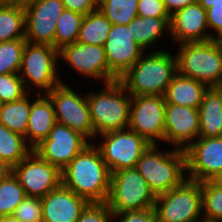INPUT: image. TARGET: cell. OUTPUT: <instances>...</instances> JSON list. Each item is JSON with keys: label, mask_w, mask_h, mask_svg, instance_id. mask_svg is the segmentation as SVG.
<instances>
[{"label": "cell", "mask_w": 222, "mask_h": 222, "mask_svg": "<svg viewBox=\"0 0 222 222\" xmlns=\"http://www.w3.org/2000/svg\"><path fill=\"white\" fill-rule=\"evenodd\" d=\"M115 222L107 203H89L77 222Z\"/></svg>", "instance_id": "d590c367"}, {"label": "cell", "mask_w": 222, "mask_h": 222, "mask_svg": "<svg viewBox=\"0 0 222 222\" xmlns=\"http://www.w3.org/2000/svg\"><path fill=\"white\" fill-rule=\"evenodd\" d=\"M199 109L174 104L165 106L164 143L187 149L199 138Z\"/></svg>", "instance_id": "ac0fdd59"}, {"label": "cell", "mask_w": 222, "mask_h": 222, "mask_svg": "<svg viewBox=\"0 0 222 222\" xmlns=\"http://www.w3.org/2000/svg\"><path fill=\"white\" fill-rule=\"evenodd\" d=\"M106 60L110 71L119 79L146 52L136 41L128 25H112L104 44Z\"/></svg>", "instance_id": "e0dca14e"}, {"label": "cell", "mask_w": 222, "mask_h": 222, "mask_svg": "<svg viewBox=\"0 0 222 222\" xmlns=\"http://www.w3.org/2000/svg\"><path fill=\"white\" fill-rule=\"evenodd\" d=\"M175 50L180 75L208 87H214L222 79V40L182 43Z\"/></svg>", "instance_id": "5b68a950"}, {"label": "cell", "mask_w": 222, "mask_h": 222, "mask_svg": "<svg viewBox=\"0 0 222 222\" xmlns=\"http://www.w3.org/2000/svg\"><path fill=\"white\" fill-rule=\"evenodd\" d=\"M13 215L21 222H43L41 198L27 196Z\"/></svg>", "instance_id": "e575fe53"}, {"label": "cell", "mask_w": 222, "mask_h": 222, "mask_svg": "<svg viewBox=\"0 0 222 222\" xmlns=\"http://www.w3.org/2000/svg\"><path fill=\"white\" fill-rule=\"evenodd\" d=\"M112 23L99 10L85 15L76 42L104 46Z\"/></svg>", "instance_id": "484cf974"}, {"label": "cell", "mask_w": 222, "mask_h": 222, "mask_svg": "<svg viewBox=\"0 0 222 222\" xmlns=\"http://www.w3.org/2000/svg\"><path fill=\"white\" fill-rule=\"evenodd\" d=\"M2 105H3V102H2V100L0 98V108L2 107Z\"/></svg>", "instance_id": "c3c4849f"}, {"label": "cell", "mask_w": 222, "mask_h": 222, "mask_svg": "<svg viewBox=\"0 0 222 222\" xmlns=\"http://www.w3.org/2000/svg\"><path fill=\"white\" fill-rule=\"evenodd\" d=\"M26 197L25 190L13 173L0 180V216L13 215Z\"/></svg>", "instance_id": "1f68e13d"}, {"label": "cell", "mask_w": 222, "mask_h": 222, "mask_svg": "<svg viewBox=\"0 0 222 222\" xmlns=\"http://www.w3.org/2000/svg\"><path fill=\"white\" fill-rule=\"evenodd\" d=\"M62 185L89 203H107L111 173L95 143H89L61 170Z\"/></svg>", "instance_id": "6da1fadb"}, {"label": "cell", "mask_w": 222, "mask_h": 222, "mask_svg": "<svg viewBox=\"0 0 222 222\" xmlns=\"http://www.w3.org/2000/svg\"><path fill=\"white\" fill-rule=\"evenodd\" d=\"M207 89L206 84L177 73L164 94L165 103L199 109Z\"/></svg>", "instance_id": "7402d4cb"}, {"label": "cell", "mask_w": 222, "mask_h": 222, "mask_svg": "<svg viewBox=\"0 0 222 222\" xmlns=\"http://www.w3.org/2000/svg\"><path fill=\"white\" fill-rule=\"evenodd\" d=\"M211 40H222V1L206 10Z\"/></svg>", "instance_id": "74e56055"}, {"label": "cell", "mask_w": 222, "mask_h": 222, "mask_svg": "<svg viewBox=\"0 0 222 222\" xmlns=\"http://www.w3.org/2000/svg\"><path fill=\"white\" fill-rule=\"evenodd\" d=\"M33 149L24 136L12 132L0 123V159L12 168L26 158Z\"/></svg>", "instance_id": "4316f807"}, {"label": "cell", "mask_w": 222, "mask_h": 222, "mask_svg": "<svg viewBox=\"0 0 222 222\" xmlns=\"http://www.w3.org/2000/svg\"><path fill=\"white\" fill-rule=\"evenodd\" d=\"M26 196L42 198L62 184L61 170L34 151L12 168Z\"/></svg>", "instance_id": "4fadbf2b"}, {"label": "cell", "mask_w": 222, "mask_h": 222, "mask_svg": "<svg viewBox=\"0 0 222 222\" xmlns=\"http://www.w3.org/2000/svg\"><path fill=\"white\" fill-rule=\"evenodd\" d=\"M214 88L219 93L220 97L222 98V79L214 86Z\"/></svg>", "instance_id": "f6af8a7d"}, {"label": "cell", "mask_w": 222, "mask_h": 222, "mask_svg": "<svg viewBox=\"0 0 222 222\" xmlns=\"http://www.w3.org/2000/svg\"><path fill=\"white\" fill-rule=\"evenodd\" d=\"M169 24L171 42L177 45L211 40L206 10L198 2L174 13Z\"/></svg>", "instance_id": "d6986e66"}, {"label": "cell", "mask_w": 222, "mask_h": 222, "mask_svg": "<svg viewBox=\"0 0 222 222\" xmlns=\"http://www.w3.org/2000/svg\"><path fill=\"white\" fill-rule=\"evenodd\" d=\"M95 140L100 134L128 129L131 95L119 80L87 93Z\"/></svg>", "instance_id": "277c9868"}, {"label": "cell", "mask_w": 222, "mask_h": 222, "mask_svg": "<svg viewBox=\"0 0 222 222\" xmlns=\"http://www.w3.org/2000/svg\"><path fill=\"white\" fill-rule=\"evenodd\" d=\"M137 13L140 17L171 18L163 0H139Z\"/></svg>", "instance_id": "8d00e7d4"}, {"label": "cell", "mask_w": 222, "mask_h": 222, "mask_svg": "<svg viewBox=\"0 0 222 222\" xmlns=\"http://www.w3.org/2000/svg\"><path fill=\"white\" fill-rule=\"evenodd\" d=\"M12 173V167L0 159V180L5 179Z\"/></svg>", "instance_id": "b9f144b4"}, {"label": "cell", "mask_w": 222, "mask_h": 222, "mask_svg": "<svg viewBox=\"0 0 222 222\" xmlns=\"http://www.w3.org/2000/svg\"><path fill=\"white\" fill-rule=\"evenodd\" d=\"M0 222H21L14 215L0 216Z\"/></svg>", "instance_id": "ee69618b"}, {"label": "cell", "mask_w": 222, "mask_h": 222, "mask_svg": "<svg viewBox=\"0 0 222 222\" xmlns=\"http://www.w3.org/2000/svg\"><path fill=\"white\" fill-rule=\"evenodd\" d=\"M11 4V0H0V7H4Z\"/></svg>", "instance_id": "7dc6e473"}, {"label": "cell", "mask_w": 222, "mask_h": 222, "mask_svg": "<svg viewBox=\"0 0 222 222\" xmlns=\"http://www.w3.org/2000/svg\"><path fill=\"white\" fill-rule=\"evenodd\" d=\"M59 60L87 80L97 79L96 83L101 84L119 80L108 67L103 46L79 42L67 44L59 49Z\"/></svg>", "instance_id": "7c38bea8"}, {"label": "cell", "mask_w": 222, "mask_h": 222, "mask_svg": "<svg viewBox=\"0 0 222 222\" xmlns=\"http://www.w3.org/2000/svg\"><path fill=\"white\" fill-rule=\"evenodd\" d=\"M113 218L117 222H158L154 208L115 213Z\"/></svg>", "instance_id": "f35d334b"}, {"label": "cell", "mask_w": 222, "mask_h": 222, "mask_svg": "<svg viewBox=\"0 0 222 222\" xmlns=\"http://www.w3.org/2000/svg\"><path fill=\"white\" fill-rule=\"evenodd\" d=\"M130 23L131 31L135 34V41L146 52L150 51L149 48L152 49L158 40L161 41L164 35L170 34V18L137 16Z\"/></svg>", "instance_id": "cb8c5ba5"}, {"label": "cell", "mask_w": 222, "mask_h": 222, "mask_svg": "<svg viewBox=\"0 0 222 222\" xmlns=\"http://www.w3.org/2000/svg\"><path fill=\"white\" fill-rule=\"evenodd\" d=\"M26 43L25 38L0 43V75L19 73Z\"/></svg>", "instance_id": "d6a6232c"}, {"label": "cell", "mask_w": 222, "mask_h": 222, "mask_svg": "<svg viewBox=\"0 0 222 222\" xmlns=\"http://www.w3.org/2000/svg\"><path fill=\"white\" fill-rule=\"evenodd\" d=\"M59 65V50L50 45L27 42L18 74L28 92L37 89L36 93L46 94L64 82Z\"/></svg>", "instance_id": "8992f818"}, {"label": "cell", "mask_w": 222, "mask_h": 222, "mask_svg": "<svg viewBox=\"0 0 222 222\" xmlns=\"http://www.w3.org/2000/svg\"><path fill=\"white\" fill-rule=\"evenodd\" d=\"M170 16L184 7L197 2V0H163Z\"/></svg>", "instance_id": "60d3db41"}, {"label": "cell", "mask_w": 222, "mask_h": 222, "mask_svg": "<svg viewBox=\"0 0 222 222\" xmlns=\"http://www.w3.org/2000/svg\"><path fill=\"white\" fill-rule=\"evenodd\" d=\"M178 73L176 54L169 50L145 52L119 81L131 96H164L173 77Z\"/></svg>", "instance_id": "7a4b0ae2"}, {"label": "cell", "mask_w": 222, "mask_h": 222, "mask_svg": "<svg viewBox=\"0 0 222 222\" xmlns=\"http://www.w3.org/2000/svg\"><path fill=\"white\" fill-rule=\"evenodd\" d=\"M204 222H222V183L218 180L201 182Z\"/></svg>", "instance_id": "f1b7e54d"}, {"label": "cell", "mask_w": 222, "mask_h": 222, "mask_svg": "<svg viewBox=\"0 0 222 222\" xmlns=\"http://www.w3.org/2000/svg\"><path fill=\"white\" fill-rule=\"evenodd\" d=\"M65 9L87 15L98 9V0H62Z\"/></svg>", "instance_id": "ab89813d"}, {"label": "cell", "mask_w": 222, "mask_h": 222, "mask_svg": "<svg viewBox=\"0 0 222 222\" xmlns=\"http://www.w3.org/2000/svg\"><path fill=\"white\" fill-rule=\"evenodd\" d=\"M24 9L27 42L54 47L57 20L65 10L62 0H32Z\"/></svg>", "instance_id": "9a60e30c"}, {"label": "cell", "mask_w": 222, "mask_h": 222, "mask_svg": "<svg viewBox=\"0 0 222 222\" xmlns=\"http://www.w3.org/2000/svg\"><path fill=\"white\" fill-rule=\"evenodd\" d=\"M85 15L65 9L57 20L54 48L61 49L77 41L79 30Z\"/></svg>", "instance_id": "4dcf8cb0"}, {"label": "cell", "mask_w": 222, "mask_h": 222, "mask_svg": "<svg viewBox=\"0 0 222 222\" xmlns=\"http://www.w3.org/2000/svg\"><path fill=\"white\" fill-rule=\"evenodd\" d=\"M155 200L148 183L135 168L111 174L107 204L113 214L154 208Z\"/></svg>", "instance_id": "ba28073f"}, {"label": "cell", "mask_w": 222, "mask_h": 222, "mask_svg": "<svg viewBox=\"0 0 222 222\" xmlns=\"http://www.w3.org/2000/svg\"><path fill=\"white\" fill-rule=\"evenodd\" d=\"M43 222H77L89 202L62 184L41 198Z\"/></svg>", "instance_id": "ffe728a7"}, {"label": "cell", "mask_w": 222, "mask_h": 222, "mask_svg": "<svg viewBox=\"0 0 222 222\" xmlns=\"http://www.w3.org/2000/svg\"><path fill=\"white\" fill-rule=\"evenodd\" d=\"M139 0H98V9L112 25H128L138 16Z\"/></svg>", "instance_id": "f546056e"}, {"label": "cell", "mask_w": 222, "mask_h": 222, "mask_svg": "<svg viewBox=\"0 0 222 222\" xmlns=\"http://www.w3.org/2000/svg\"><path fill=\"white\" fill-rule=\"evenodd\" d=\"M222 0H197V2L205 9H209L212 7L214 3H217Z\"/></svg>", "instance_id": "7bdbcfd3"}, {"label": "cell", "mask_w": 222, "mask_h": 222, "mask_svg": "<svg viewBox=\"0 0 222 222\" xmlns=\"http://www.w3.org/2000/svg\"><path fill=\"white\" fill-rule=\"evenodd\" d=\"M199 137L222 136V98L214 87H208L199 107Z\"/></svg>", "instance_id": "603a6c76"}, {"label": "cell", "mask_w": 222, "mask_h": 222, "mask_svg": "<svg viewBox=\"0 0 222 222\" xmlns=\"http://www.w3.org/2000/svg\"><path fill=\"white\" fill-rule=\"evenodd\" d=\"M32 0H11V4L14 3V4H23L25 5L26 3L30 2Z\"/></svg>", "instance_id": "bcb514c9"}, {"label": "cell", "mask_w": 222, "mask_h": 222, "mask_svg": "<svg viewBox=\"0 0 222 222\" xmlns=\"http://www.w3.org/2000/svg\"><path fill=\"white\" fill-rule=\"evenodd\" d=\"M150 145L136 163L135 169L144 177L155 197L180 186L187 179L185 150Z\"/></svg>", "instance_id": "3957f363"}, {"label": "cell", "mask_w": 222, "mask_h": 222, "mask_svg": "<svg viewBox=\"0 0 222 222\" xmlns=\"http://www.w3.org/2000/svg\"><path fill=\"white\" fill-rule=\"evenodd\" d=\"M96 141L98 143L95 146L100 150L111 174L122 169L135 168L141 155L151 145L130 129L100 134Z\"/></svg>", "instance_id": "30bf717a"}, {"label": "cell", "mask_w": 222, "mask_h": 222, "mask_svg": "<svg viewBox=\"0 0 222 222\" xmlns=\"http://www.w3.org/2000/svg\"><path fill=\"white\" fill-rule=\"evenodd\" d=\"M158 222H204L201 182L186 179L180 186L156 197Z\"/></svg>", "instance_id": "52a82bcc"}, {"label": "cell", "mask_w": 222, "mask_h": 222, "mask_svg": "<svg viewBox=\"0 0 222 222\" xmlns=\"http://www.w3.org/2000/svg\"><path fill=\"white\" fill-rule=\"evenodd\" d=\"M57 123L54 106L46 94H40L32 103L26 131V142L34 149L45 138Z\"/></svg>", "instance_id": "44dd1931"}, {"label": "cell", "mask_w": 222, "mask_h": 222, "mask_svg": "<svg viewBox=\"0 0 222 222\" xmlns=\"http://www.w3.org/2000/svg\"><path fill=\"white\" fill-rule=\"evenodd\" d=\"M25 38V9L23 4L0 7V43Z\"/></svg>", "instance_id": "83f0119b"}, {"label": "cell", "mask_w": 222, "mask_h": 222, "mask_svg": "<svg viewBox=\"0 0 222 222\" xmlns=\"http://www.w3.org/2000/svg\"><path fill=\"white\" fill-rule=\"evenodd\" d=\"M89 142L73 129L61 123H56L45 138L33 151L43 160L65 168Z\"/></svg>", "instance_id": "2e32d148"}, {"label": "cell", "mask_w": 222, "mask_h": 222, "mask_svg": "<svg viewBox=\"0 0 222 222\" xmlns=\"http://www.w3.org/2000/svg\"><path fill=\"white\" fill-rule=\"evenodd\" d=\"M185 153L187 179L204 182L222 177V136L199 137Z\"/></svg>", "instance_id": "5bb4252c"}, {"label": "cell", "mask_w": 222, "mask_h": 222, "mask_svg": "<svg viewBox=\"0 0 222 222\" xmlns=\"http://www.w3.org/2000/svg\"><path fill=\"white\" fill-rule=\"evenodd\" d=\"M165 106L161 95L131 96L128 129L151 145L164 144Z\"/></svg>", "instance_id": "8fae6325"}, {"label": "cell", "mask_w": 222, "mask_h": 222, "mask_svg": "<svg viewBox=\"0 0 222 222\" xmlns=\"http://www.w3.org/2000/svg\"><path fill=\"white\" fill-rule=\"evenodd\" d=\"M71 87L72 84L69 86L68 83L60 82L46 93L53 103L56 121L79 133L89 143L94 140V143L95 133L91 122L87 93L84 95Z\"/></svg>", "instance_id": "9c48e42d"}, {"label": "cell", "mask_w": 222, "mask_h": 222, "mask_svg": "<svg viewBox=\"0 0 222 222\" xmlns=\"http://www.w3.org/2000/svg\"><path fill=\"white\" fill-rule=\"evenodd\" d=\"M30 94H35L34 97H32L34 99L31 98L32 95ZM39 95L40 94L36 92H28L19 100L3 103L2 107L0 108V123L12 132L25 137L29 121L31 103Z\"/></svg>", "instance_id": "d4e9b609"}, {"label": "cell", "mask_w": 222, "mask_h": 222, "mask_svg": "<svg viewBox=\"0 0 222 222\" xmlns=\"http://www.w3.org/2000/svg\"><path fill=\"white\" fill-rule=\"evenodd\" d=\"M27 93L18 73L0 75V98L3 103L19 100Z\"/></svg>", "instance_id": "836d02e7"}]
</instances>
